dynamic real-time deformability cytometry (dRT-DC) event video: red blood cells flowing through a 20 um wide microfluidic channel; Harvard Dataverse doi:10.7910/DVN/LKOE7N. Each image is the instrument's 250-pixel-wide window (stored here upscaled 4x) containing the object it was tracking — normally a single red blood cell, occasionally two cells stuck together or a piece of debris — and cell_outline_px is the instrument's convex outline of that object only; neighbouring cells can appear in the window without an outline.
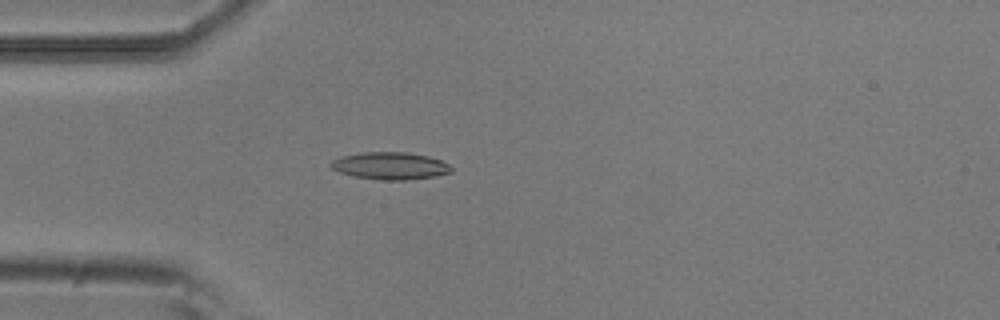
{"species": "common noctule bat (a hibernating species)", "species_latin": "Nyctalus noctula", "temperature_condition": "room temperature", "stored_images_in_passage": 5, "camera_frame_rate_fps": 3000, "um_per_image_px": 0.085, "animal": {"sex": "male", "body_mass_g": 20.5, "forearm_length_mm": 52.5}, "frame": {"image": 1, "passage_image": 5, "time_ms": 1.333, "image_size_px": [1000, 320], "cell_outline_px": [[452, 172], [436, 176], [408, 180], [384, 180], [356, 176], [340, 172], [332, 168], [328, 164], [332, 160], [340, 156], [364, 152], [408, 152], [428, 156], [440, 160], [448, 164], [452, 168]], "centroid_in_image_um": [33.17, 14.09], "position_along_channel_um": 51.8, "area_um2": 19.13}}